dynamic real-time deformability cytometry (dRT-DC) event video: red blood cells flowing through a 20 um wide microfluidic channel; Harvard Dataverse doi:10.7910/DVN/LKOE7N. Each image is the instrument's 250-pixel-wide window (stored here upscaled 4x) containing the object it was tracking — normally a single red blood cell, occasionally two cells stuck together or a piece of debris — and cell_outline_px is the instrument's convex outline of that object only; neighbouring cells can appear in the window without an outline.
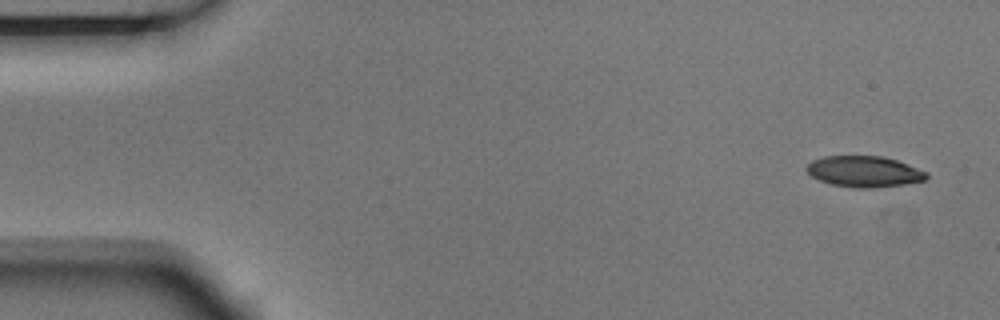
{"species": "Egyptian fruit bat (a non-hibernating species)", "species_latin": "Rousettus aegyptiacus", "temperature_condition": "room temperature", "stored_images_in_passage": 9, "camera_frame_rate_fps": 3000, "um_per_image_px": 0.085, "animal": {"sex": "male"}, "frame": {"image": 1, "passage_image": 1, "time_ms": 0.0, "image_size_px": [1000, 320], "cell_outline_px": [[928, 176], [924, 180], [904, 184], [872, 188], [860, 188], [832, 184], [820, 180], [812, 176], [804, 168], [812, 160], [824, 156], [884, 156], [908, 164], [928, 172]], "centroid_in_image_um": [73.46, 14.57], "position_along_channel_um": 11.5, "area_um2": 21.56}}
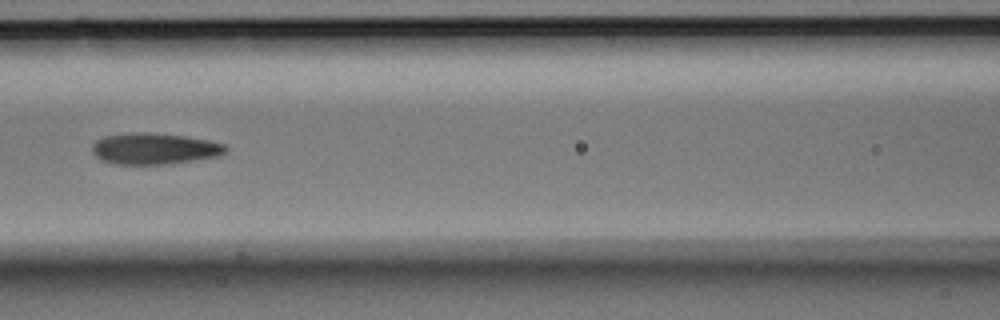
{"frame": {"image": 2, "passage_image": 7, "time_ms": 2.0, "image_size_px": [1000, 320], "cell_outline_px": [[228, 148], [220, 156], [164, 164], [112, 164], [100, 160], [92, 152], [92, 144], [96, 140], [104, 136], [132, 132], [148, 132], [184, 136], [208, 140], [224, 144]], "centroid_in_image_um": [13.08, 12.63], "position_along_channel_um": 153.5, "area_um2": 24.33}}
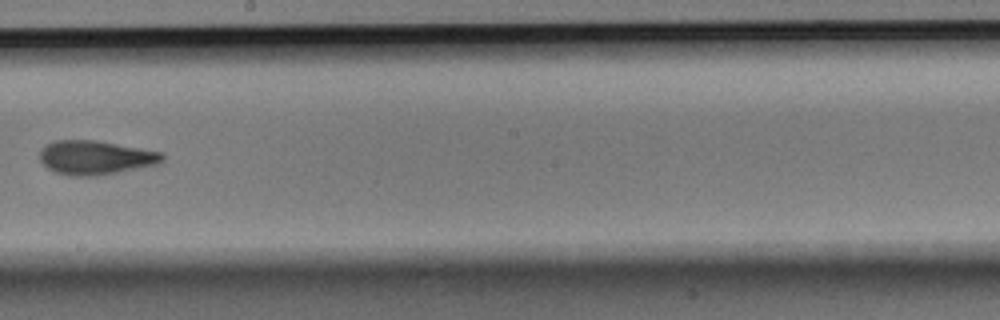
{"frame": {"image": 3, "passage_image": 9, "time_ms": 2.667, "image_size_px": [1000, 320], "cell_outline_px": [[164, 160], [160, 164], [96, 176], [72, 176], [56, 172], [48, 168], [40, 160], [40, 152], [44, 144], [56, 140], [96, 140], [164, 152]], "centroid_in_image_um": [8.14, 13.38], "position_along_channel_um": 240.1, "area_um2": 24.45}}